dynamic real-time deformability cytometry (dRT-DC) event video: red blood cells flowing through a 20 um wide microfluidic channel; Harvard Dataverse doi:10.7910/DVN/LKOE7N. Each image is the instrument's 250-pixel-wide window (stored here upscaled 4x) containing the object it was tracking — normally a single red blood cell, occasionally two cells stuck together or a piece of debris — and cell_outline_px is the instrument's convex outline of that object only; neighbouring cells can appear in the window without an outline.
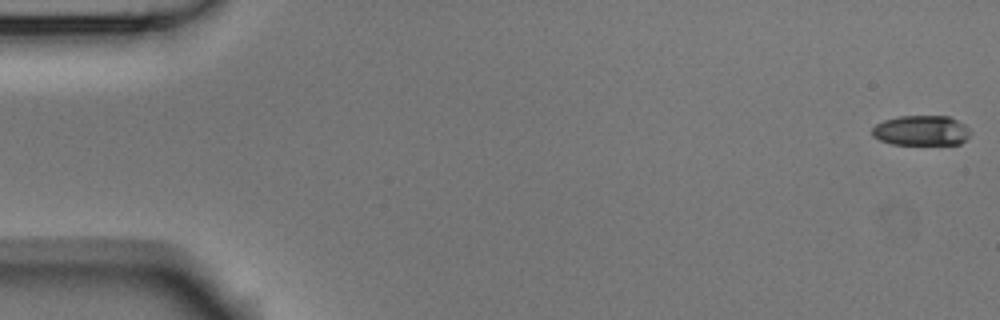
{"species": "Egyptian fruit bat (a non-hibernating species)", "species_latin": "Rousettus aegyptiacus", "temperature_condition": "room temperature", "stored_images_in_passage": 54, "camera_frame_rate_fps": 3000, "um_per_image_px": 0.085, "animal": {"sex": "male"}, "frame": {"image": 1, "passage_image": 1, "time_ms": 0.0, "image_size_px": [1000, 320], "cell_outline_px": [[972, 132], [960, 144], [892, 144], [880, 140], [872, 136], [872, 128], [876, 124], [884, 120], [900, 116], [948, 116], [964, 124]], "centroid_in_image_um": [78.3, 11.09], "position_along_channel_um": 6.7, "area_um2": 17.17}}
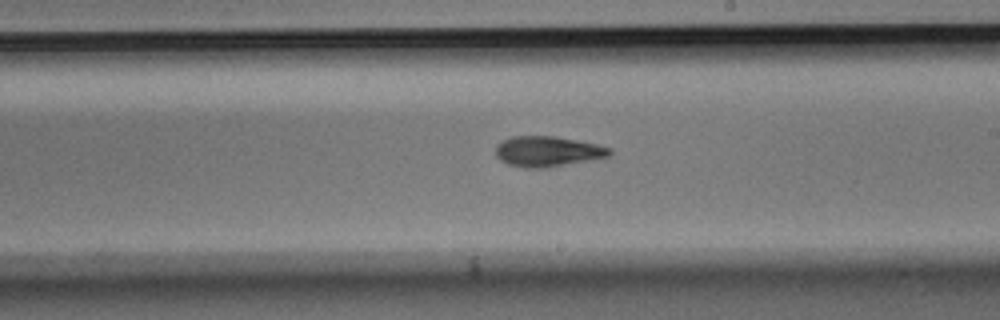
{"frame": {"image": 2, "passage_image": 31, "time_ms": 10.0, "image_size_px": [1000, 320], "cell_outline_px": [[612, 152], [608, 156], [588, 160], [544, 168], [524, 168], [508, 164], [500, 160], [496, 156], [496, 144], [512, 136], [556, 136], [596, 144], [612, 148]], "centroid_in_image_um": [46.51, 12.86], "position_along_channel_um": 242.5, "area_um2": 20.06}}
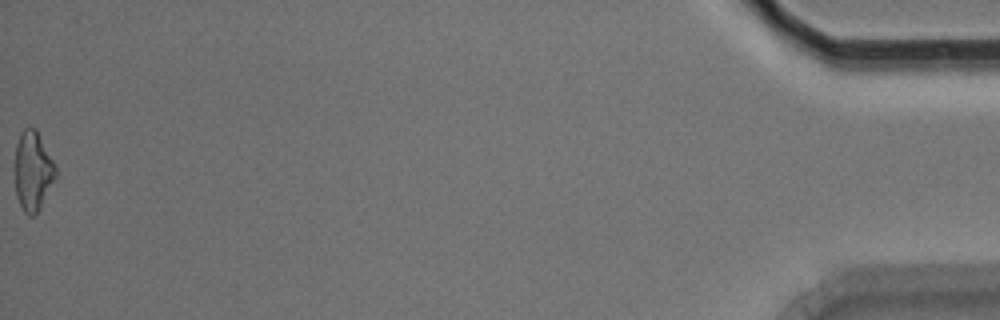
{"frame": {"image": 3, "passage_image": 54, "time_ms": 17.667, "image_size_px": [1000, 320], "cell_outline_px": [[56, 176], [40, 208], [32, 216], [28, 216], [24, 212], [16, 196], [16, 144], [20, 132], [24, 128], [36, 128], [56, 164]], "centroid_in_image_um": [2.81, 14.51], "position_along_channel_um": 432.4, "area_um2": 18.73}, "authors_computed_cell_mechanics": {"area_um2": 19.0451, "velocity_mm_per_s": 3.7886, "shape_relaxation_time_tau1_ms": 5.2979, "shape_relaxation_time_tau2_ms": 4.8798, "deformation_change_tau1": 0.1444, "deformation_change_tau2": 0.1501}}